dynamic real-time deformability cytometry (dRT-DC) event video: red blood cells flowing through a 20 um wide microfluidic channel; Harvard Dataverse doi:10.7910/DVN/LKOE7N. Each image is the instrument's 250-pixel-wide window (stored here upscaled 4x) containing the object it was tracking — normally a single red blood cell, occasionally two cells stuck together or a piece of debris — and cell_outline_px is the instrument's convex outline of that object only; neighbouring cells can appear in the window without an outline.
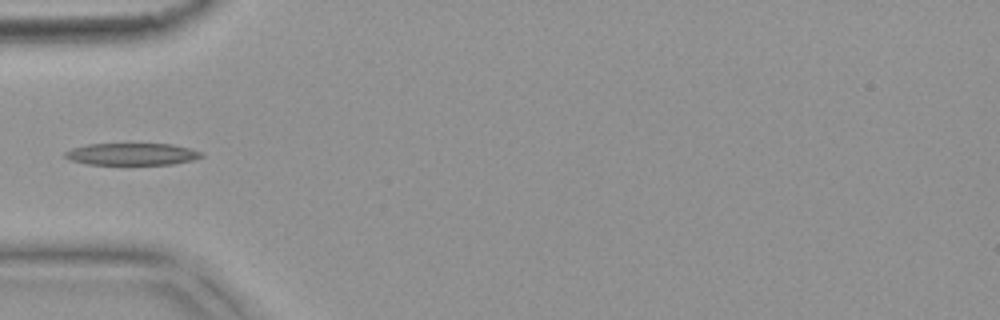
{"species": "common noctule bat (a hibernating species)", "species_latin": "Nyctalus noctula", "temperature_condition": "warm", "stored_images_in_passage": 6, "camera_frame_rate_fps": 3000, "um_per_image_px": 0.085, "animal": {"sex": "female", "body_mass_g": 18.4}, "frame": {"image": 1, "passage_image": 5, "time_ms": 1.333, "image_size_px": [1000, 320], "cell_outline_px": [[204, 156], [192, 160], [172, 164], [88, 164], [72, 160], [64, 156], [64, 152], [72, 148], [88, 144], [172, 144], [204, 152]], "centroid_in_image_um": [11.24, 13.09], "position_along_channel_um": 73.8, "area_um2": 17.34}}